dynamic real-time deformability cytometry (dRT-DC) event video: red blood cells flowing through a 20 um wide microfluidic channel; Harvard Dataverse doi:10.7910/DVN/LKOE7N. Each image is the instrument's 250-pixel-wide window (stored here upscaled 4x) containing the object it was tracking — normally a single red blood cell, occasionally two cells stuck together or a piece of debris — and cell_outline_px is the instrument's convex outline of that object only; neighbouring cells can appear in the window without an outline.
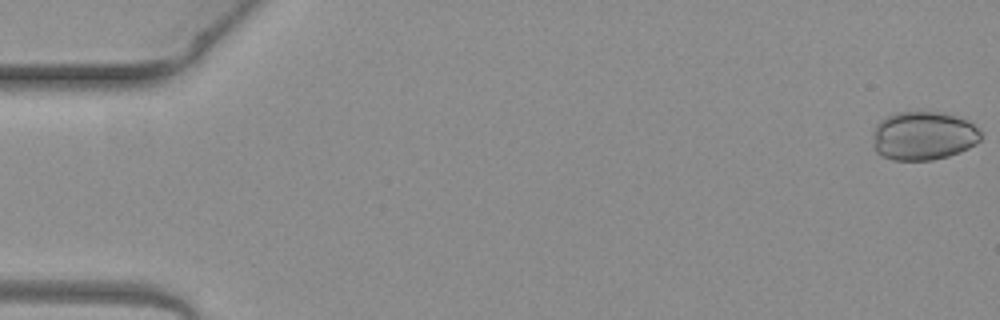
{"species": "common noctule bat (a hibernating species)", "species_latin": "Nyctalus noctula", "temperature_condition": "warm", "stored_images_in_passage": 5, "camera_frame_rate_fps": 3000, "um_per_image_px": 0.085, "animal": {"sex": "female", "body_mass_g": 19.3, "forearm_length_mm": 54.1}, "frame": {"image": 1, "passage_image": 1, "time_ms": 0.0, "image_size_px": [1000, 320], "cell_outline_px": [[980, 140], [976, 144], [960, 152], [948, 156], [932, 160], [892, 160], [876, 152], [872, 144], [876, 124], [880, 120], [896, 112], [944, 112], [968, 120], [980, 128]], "centroid_in_image_um": [78.5, 11.54], "position_along_channel_um": 6.5, "area_um2": 30.87}}